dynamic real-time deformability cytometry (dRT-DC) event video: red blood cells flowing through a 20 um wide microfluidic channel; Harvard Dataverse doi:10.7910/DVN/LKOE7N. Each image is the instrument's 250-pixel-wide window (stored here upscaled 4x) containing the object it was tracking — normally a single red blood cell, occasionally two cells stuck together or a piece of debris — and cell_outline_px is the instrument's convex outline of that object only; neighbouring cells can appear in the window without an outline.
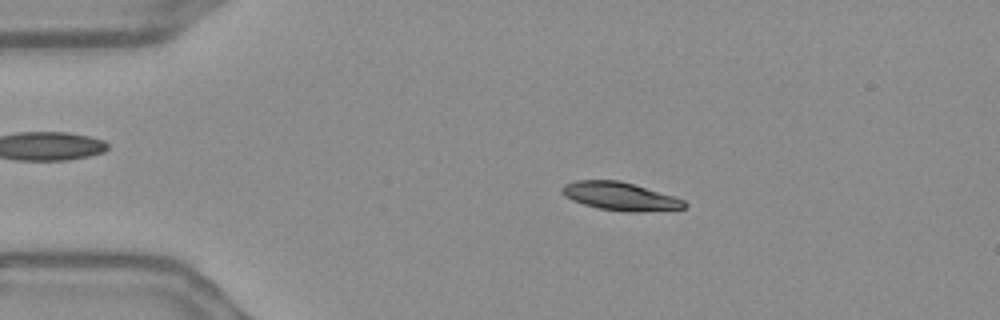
{"species": "Egyptian fruit bat (a non-hibernating species)", "species_latin": "Rousettus aegyptiacus", "temperature_condition": "warm", "stored_images_in_passage": 46, "camera_frame_rate_fps": 3000, "um_per_image_px": 0.085, "frame": {"image": 1, "passage_image": 1, "time_ms": 0.0, "image_size_px": [1000, 320], "cell_outline_px": [[688, 204], [684, 208], [640, 212], [628, 212], [600, 208], [584, 204], [572, 200], [564, 196], [560, 192], [560, 188], [564, 184], [576, 180], [620, 180], [672, 196], [684, 200]], "centroid_in_image_um": [52.66, 16.68], "position_along_channel_um": 32.3, "area_um2": 19.94}}
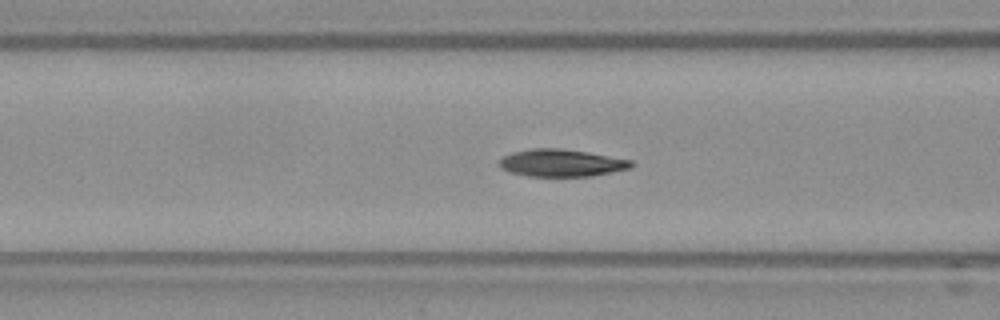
{"frame": {"image": 2, "passage_image": 12, "time_ms": 3.667, "image_size_px": [1000, 320], "cell_outline_px": [[636, 164], [632, 168], [592, 176], [528, 176], [512, 172], [500, 168], [496, 164], [504, 156], [512, 152], [532, 148], [560, 148], [588, 152], [632, 160]], "centroid_in_image_um": [47.74, 13.84], "position_along_channel_um": 118.9, "area_um2": 21.15}}
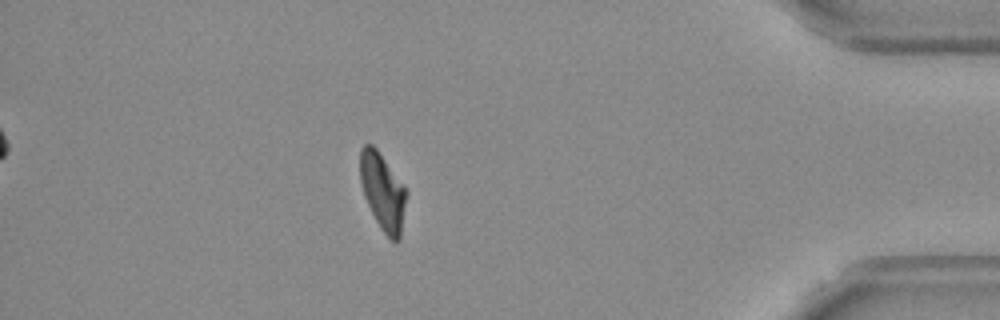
{"frame": {"image": 3, "passage_image": 39, "time_ms": 12.667, "image_size_px": [1000, 320], "cell_outline_px": [[408, 192], [400, 240], [396, 244], [380, 228], [364, 196], [360, 184], [360, 148], [364, 144], [372, 144], [376, 148], [404, 184]], "centroid_in_image_um": [32.55, 16.29], "position_along_channel_um": 402.7, "area_um2": 20.98}, "authors_computed_cell_mechanics": {"area_um2": 21.2415, "velocity_mm_per_s": 3.6417, "shape_relaxation_time_tau1_ms": 5.4277, "shape_relaxation_time_tau2_ms": 2.5092, "deformation_change_tau1": 0.1648, "deformation_change_tau2": 0.0626}}